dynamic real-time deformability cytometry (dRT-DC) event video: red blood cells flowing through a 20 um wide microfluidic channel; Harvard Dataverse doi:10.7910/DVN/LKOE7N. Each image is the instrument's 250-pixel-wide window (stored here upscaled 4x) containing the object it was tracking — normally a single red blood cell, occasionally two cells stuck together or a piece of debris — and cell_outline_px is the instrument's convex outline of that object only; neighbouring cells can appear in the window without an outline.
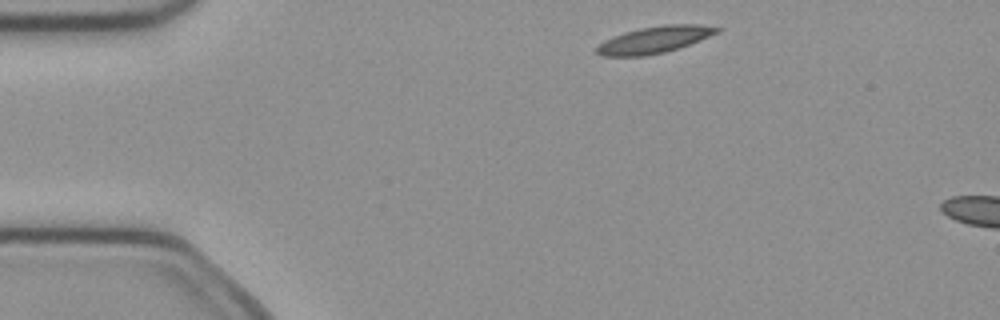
{"species": "common noctule bat (a hibernating species)", "species_latin": "Nyctalus noctula", "temperature_condition": "cold", "stored_images_in_passage": 3, "camera_frame_rate_fps": 3000, "um_per_image_px": 0.085, "animal": {"sex": "female", "body_mass_g": 21.9}, "frame": {"image": 1, "passage_image": 1, "time_ms": 0.0, "image_size_px": [1000, 320], "cell_outline_px": [[720, 32], [680, 48], [664, 52], [644, 56], [600, 56], [596, 52], [596, 48], [604, 40], [612, 36], [624, 32], [640, 28], [664, 24], [700, 24], [720, 28]], "centroid_in_image_um": [55.63, 3.37], "position_along_channel_um": 29.4, "area_um2": 18.84}}